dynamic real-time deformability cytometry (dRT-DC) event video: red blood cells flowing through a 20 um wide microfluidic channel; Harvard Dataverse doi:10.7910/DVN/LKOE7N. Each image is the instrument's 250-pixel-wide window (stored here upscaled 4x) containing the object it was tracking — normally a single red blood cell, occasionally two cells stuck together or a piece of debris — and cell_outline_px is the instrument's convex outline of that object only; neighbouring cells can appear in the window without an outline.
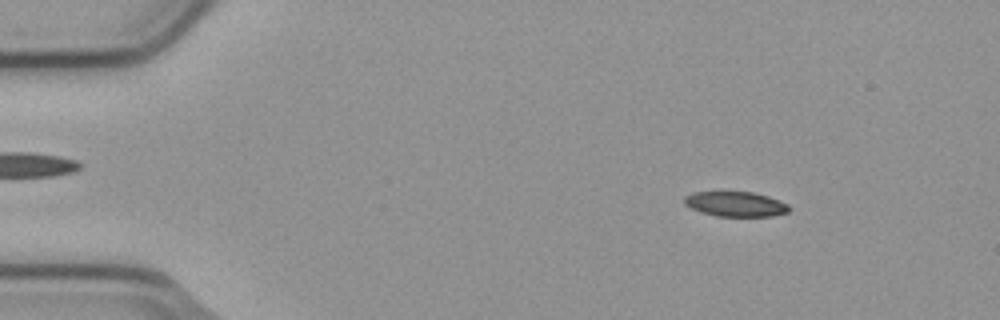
{"species": "common noctule bat (a hibernating species)", "species_latin": "Nyctalus noctula", "temperature_condition": "cold", "stored_images_in_passage": 5, "camera_frame_rate_fps": 3000, "um_per_image_px": 0.085, "animal": {"sex": "male", "body_mass_g": 23.1, "forearm_length_mm": 52.7}, "frame": {"image": 1, "passage_image": 2, "time_ms": 0.333, "image_size_px": [1000, 320], "cell_outline_px": [[792, 208], [788, 212], [772, 216], [716, 216], [700, 212], [684, 204], [684, 196], [692, 192], [752, 192], [768, 196], [780, 200], [788, 204]], "centroid_in_image_um": [62.54, 17.34], "position_along_channel_um": 22.5, "area_um2": 15.32}}
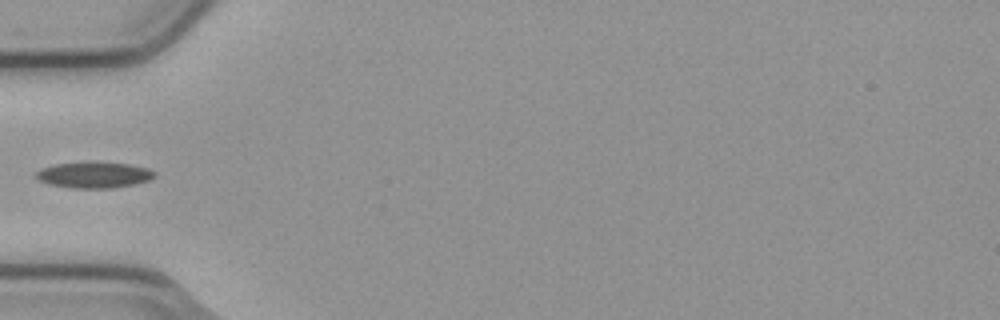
{"frame": {"image": 2, "passage_image": 5, "time_ms": 1.333, "image_size_px": [1000, 320], "cell_outline_px": [[156, 176], [148, 180], [132, 184], [112, 188], [72, 188], [48, 184], [40, 180], [36, 176], [36, 172], [40, 168], [56, 164], [128, 164], [148, 168], [156, 172]], "centroid_in_image_um": [7.99, 14.9], "position_along_channel_um": 77.0, "area_um2": 17.22}}